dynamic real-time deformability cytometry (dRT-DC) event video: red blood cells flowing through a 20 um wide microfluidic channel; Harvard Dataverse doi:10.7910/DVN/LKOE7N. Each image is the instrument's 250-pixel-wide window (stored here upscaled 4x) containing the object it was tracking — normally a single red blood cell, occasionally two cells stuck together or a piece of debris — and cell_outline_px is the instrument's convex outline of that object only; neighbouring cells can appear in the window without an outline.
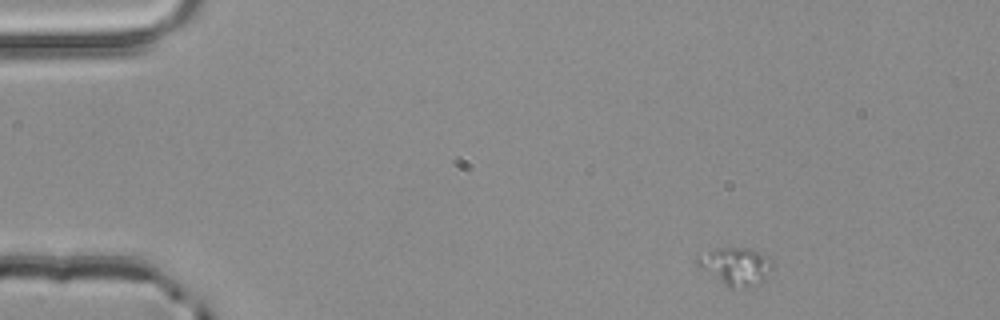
{"species": "common noctule bat (a hibernating species)", "species_latin": "Nyctalus noctula", "temperature_condition": "room temperature", "stored_images_in_passage": 4, "camera_frame_rate_fps": 3000, "um_per_image_px": 0.085, "animal": {"sex": "male", "body_mass_g": 20.4}, "frame": {"image": 1, "passage_image": 1, "time_ms": 0.0, "image_size_px": [1000, 320], "cell_outline_px": [[772, 268], [764, 280], [760, 284], [748, 288], [728, 288], [700, 268], [696, 264], [696, 256], [712, 248], [748, 248], [772, 260]], "centroid_in_image_um": [62.49, 22.66], "position_along_channel_um": 22.5, "area_um2": 16.65}}